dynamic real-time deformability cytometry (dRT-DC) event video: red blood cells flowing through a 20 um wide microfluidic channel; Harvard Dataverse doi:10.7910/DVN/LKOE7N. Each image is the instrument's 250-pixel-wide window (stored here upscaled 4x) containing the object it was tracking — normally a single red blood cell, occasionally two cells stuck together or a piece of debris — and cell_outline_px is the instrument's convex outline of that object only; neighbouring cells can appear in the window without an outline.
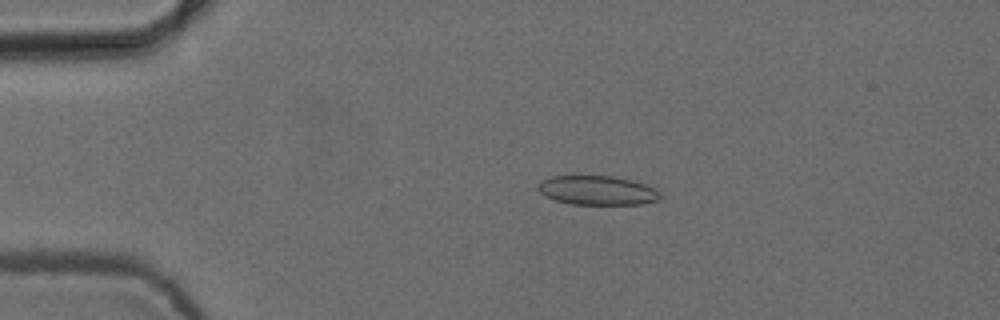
{"species": "common noctule bat (a hibernating species)", "species_latin": "Nyctalus noctula", "temperature_condition": "cold", "stored_images_in_passage": 53, "camera_frame_rate_fps": 3000, "um_per_image_px": 0.085, "animal": {"sex": "female", "body_mass_g": 24.6, "forearm_length_mm": 56.2}, "frame": {"image": 1, "passage_image": 11, "time_ms": 3.333, "image_size_px": [1000, 320], "cell_outline_px": [[660, 200], [640, 204], [572, 204], [556, 200], [544, 196], [536, 188], [536, 184], [540, 180], [552, 176], [572, 172], [612, 176], [632, 180], [656, 188], [660, 192]], "centroid_in_image_um": [50.68, 16.12], "position_along_channel_um": 34.3, "area_um2": 21.79}}
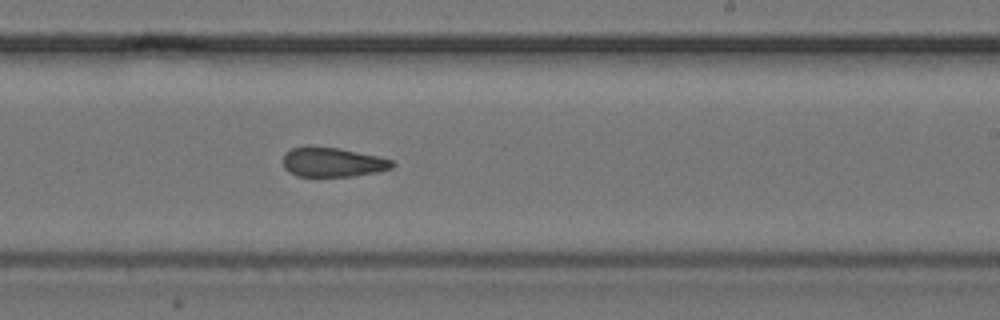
{"frame": {"image": 2, "passage_image": 32, "time_ms": 10.333, "image_size_px": [1000, 320], "cell_outline_px": [[396, 164], [392, 168], [376, 172], [352, 176], [296, 176], [288, 172], [284, 168], [284, 152], [292, 148], [308, 144], [340, 148], [376, 156], [392, 160]], "centroid_in_image_um": [28.22, 13.76], "position_along_channel_um": 260.8, "area_um2": 19.02}}
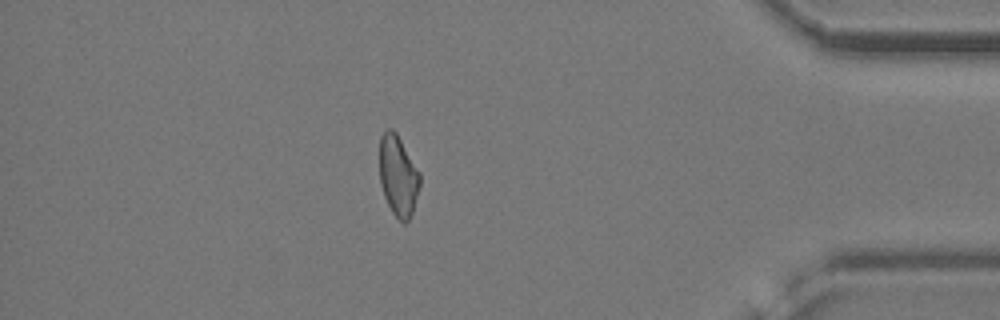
{"frame": {"image": 3, "passage_image": 46, "time_ms": 15.0, "image_size_px": [1000, 320], "cell_outline_px": [[420, 184], [412, 212], [408, 220], [404, 224], [392, 212], [384, 196], [380, 184], [380, 136], [388, 128], [392, 128], [396, 132], [420, 172]], "centroid_in_image_um": [33.84, 14.92], "position_along_channel_um": 401.4, "area_um2": 18.84}, "authors_computed_cell_mechanics": {"area_um2": 19.8254, "velocity_mm_per_s": 3.8679, "shape_relaxation_time_tau1_ms": null, "shape_relaxation_time_tau2_ms": 3.6661, "deformation_change_tau1": null, "deformation_change_tau2": 0.108}}